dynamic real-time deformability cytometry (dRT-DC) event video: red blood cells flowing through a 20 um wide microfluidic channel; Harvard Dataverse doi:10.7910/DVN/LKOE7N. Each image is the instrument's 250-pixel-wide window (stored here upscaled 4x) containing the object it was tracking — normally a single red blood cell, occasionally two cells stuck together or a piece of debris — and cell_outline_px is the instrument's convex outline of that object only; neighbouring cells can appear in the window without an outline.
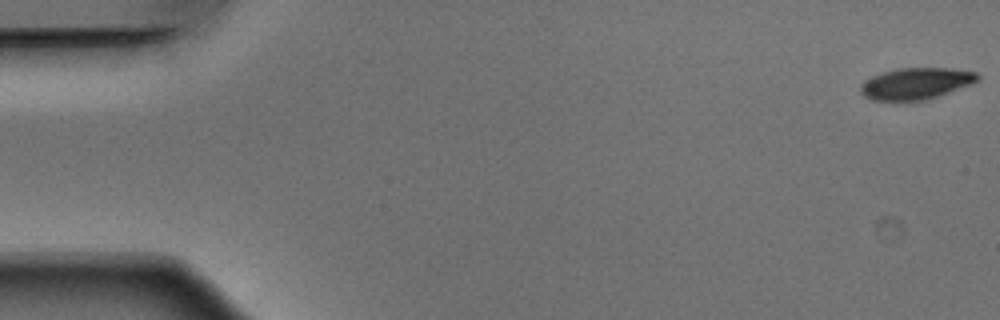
{"species": "Egyptian fruit bat (a non-hibernating species)", "species_latin": "Rousettus aegyptiacus", "temperature_condition": "warm", "stored_images_in_passage": 52, "camera_frame_rate_fps": 3000, "um_per_image_px": 0.085, "animal": {"sex": "male"}, "frame": {"image": 1, "passage_image": 1, "time_ms": 0.0, "image_size_px": [1000, 320], "cell_outline_px": [[980, 80], [972, 84], [924, 100], [872, 100], [864, 96], [860, 92], [860, 84], [864, 80], [872, 76], [896, 68], [948, 68], [976, 72], [980, 76]], "centroid_in_image_um": [77.84, 7.09], "position_along_channel_um": 7.2, "area_um2": 21.39}}
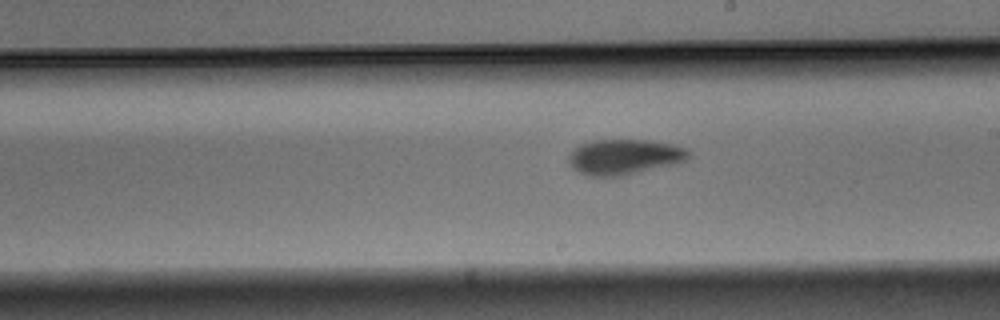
{"frame": {"image": 2, "passage_image": 30, "time_ms": 9.667, "image_size_px": [1000, 320], "cell_outline_px": [[692, 156], [688, 160], [680, 164], [620, 176], [588, 176], [572, 168], [568, 160], [568, 152], [580, 144], [592, 140], [648, 140], [672, 144], [688, 148], [692, 152]], "centroid_in_image_um": [53.13, 13.33], "position_along_channel_um": 235.9, "area_um2": 25.32}}
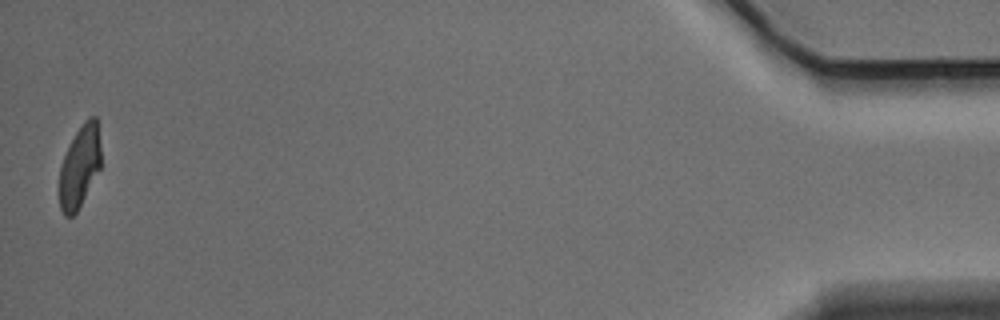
{"frame": {"image": 3, "passage_image": 52, "time_ms": 17.0, "image_size_px": [1000, 320], "cell_outline_px": [[100, 168], [76, 212], [72, 216], [64, 216], [60, 208], [60, 168], [64, 156], [76, 132], [84, 120], [88, 116], [96, 116], [100, 148]], "centroid_in_image_um": [6.77, 14.14], "position_along_channel_um": 428.4, "area_um2": 19.36}, "authors_computed_cell_mechanics": {"area_um2": 23.2067, "velocity_mm_per_s": 3.8815, "shape_relaxation_time_tau1_ms": 2.9092, "shape_relaxation_time_tau2_ms": 3.6679, "deformation_change_tau1": 0.1388, "deformation_change_tau2": 0.0854}}